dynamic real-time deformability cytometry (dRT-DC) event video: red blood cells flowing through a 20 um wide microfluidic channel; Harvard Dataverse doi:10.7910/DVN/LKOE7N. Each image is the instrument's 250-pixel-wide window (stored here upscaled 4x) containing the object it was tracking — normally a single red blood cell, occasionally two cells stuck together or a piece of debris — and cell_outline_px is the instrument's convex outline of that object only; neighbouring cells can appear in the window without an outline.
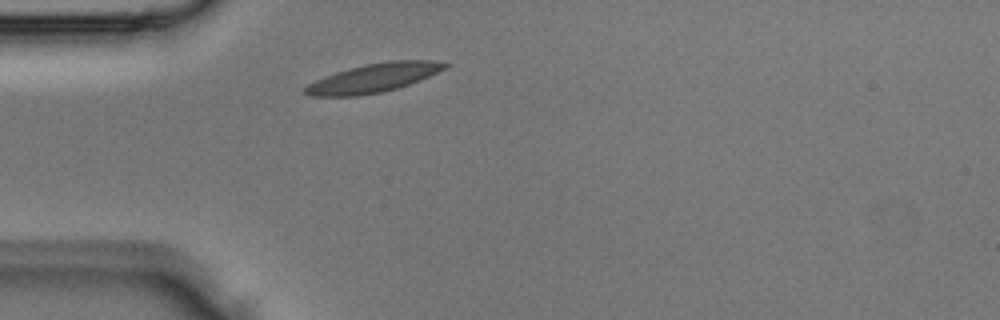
{"species": "Egyptian fruit bat (a non-hibernating species)", "species_latin": "Rousettus aegyptiacus", "temperature_condition": "room temperature", "stored_images_in_passage": 1, "camera_frame_rate_fps": 3000, "um_per_image_px": 0.085, "animal": {"sex": "male"}, "frame": {"image": 1, "passage_image": 1, "time_ms": 0.0, "image_size_px": [1000, 320], "cell_outline_px": [[452, 64], [420, 80], [396, 88], [380, 92], [360, 96], [312, 96], [304, 92], [304, 88], [308, 84], [316, 80], [336, 72], [348, 68], [388, 60], [432, 60]], "centroid_in_image_um": [31.75, 6.62], "position_along_channel_um": 53.2, "area_um2": 23.12}}